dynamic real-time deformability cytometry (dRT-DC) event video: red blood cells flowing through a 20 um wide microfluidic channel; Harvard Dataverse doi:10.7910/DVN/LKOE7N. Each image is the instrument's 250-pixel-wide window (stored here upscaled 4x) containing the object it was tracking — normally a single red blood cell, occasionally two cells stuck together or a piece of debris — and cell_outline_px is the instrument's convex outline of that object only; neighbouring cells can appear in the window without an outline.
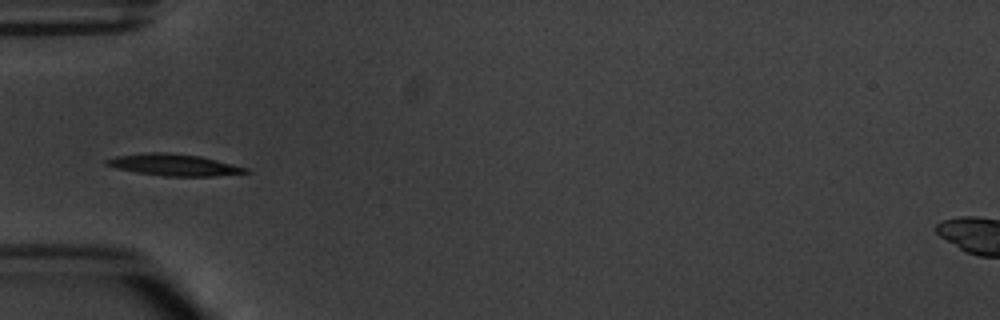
{"species": "common noctule bat (a hibernating species)", "species_latin": "Nyctalus noctula", "temperature_condition": "warm", "stored_images_in_passage": 8, "camera_frame_rate_fps": 3000, "um_per_image_px": 0.085, "animal": {"sex": "male", "body_mass_g": 20.1, "forearm_length_mm": 53.5}, "frame": {"image": 1, "passage_image": 6, "time_ms": 6.667, "image_size_px": [1000, 320], "cell_outline_px": [[248, 172], [216, 176], [164, 176], [136, 172], [116, 168], [104, 164], [104, 160], [116, 156], [148, 152], [164, 152], [200, 156], [248, 168]], "centroid_in_image_um": [14.74, 14.01], "position_along_channel_um": 70.3, "area_um2": 17.4}}